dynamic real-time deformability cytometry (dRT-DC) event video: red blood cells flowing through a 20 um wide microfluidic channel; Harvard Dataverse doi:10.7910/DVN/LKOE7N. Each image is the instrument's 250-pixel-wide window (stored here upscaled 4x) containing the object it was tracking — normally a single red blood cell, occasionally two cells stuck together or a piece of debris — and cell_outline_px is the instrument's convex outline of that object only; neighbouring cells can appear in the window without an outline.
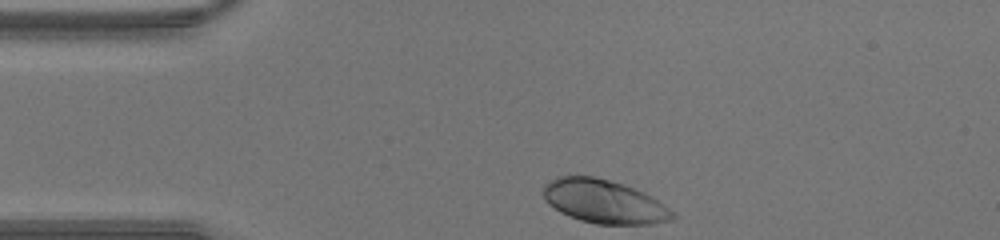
{"species": "human", "species_latin": "Homo sapiens", "temperature_condition": "warm", "stored_images_in_passage": 14, "camera_frame_rate_fps": 3000, "um_per_image_px": 0.085, "donor": {"sex": "male"}, "frame": {"image": 1, "passage_image": 1, "time_ms": 0.0, "image_size_px": [1000, 240], "cell_outline_px": [[676, 216], [672, 220], [652, 224], [596, 224], [580, 220], [560, 212], [548, 204], [544, 200], [544, 184], [560, 176], [592, 176], [624, 184], [644, 192], [664, 204], [676, 212]], "centroid_in_image_um": [51.38, 17.14], "position_along_channel_um": 33.6, "area_um2": 32.83}}
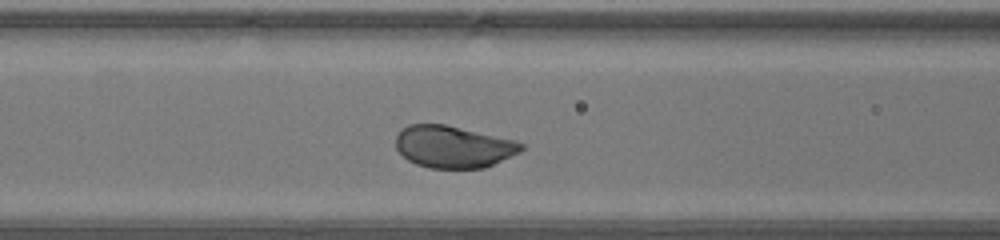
{"frame": {"image": 2, "passage_image": 10, "time_ms": 3.0, "image_size_px": [1000, 240], "cell_outline_px": [[528, 144], [520, 152], [484, 168], [428, 168], [416, 164], [408, 160], [396, 148], [396, 136], [408, 124], [444, 124], [512, 140]], "centroid_in_image_um": [38.53, 12.48], "position_along_channel_um": 128.1, "area_um2": 30.46}}
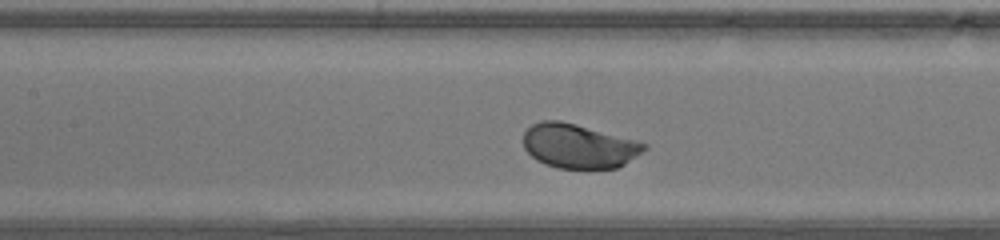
{"frame": {"image": 3, "passage_image": 12, "time_ms": 3.667, "image_size_px": [1000, 240], "cell_outline_px": [[648, 148], [624, 164], [616, 168], [560, 168], [544, 164], [536, 160], [524, 148], [524, 132], [532, 124], [540, 120], [560, 120], [576, 124], [648, 144]], "centroid_in_image_um": [49.16, 12.41], "position_along_channel_um": 158.2, "area_um2": 30.92}}